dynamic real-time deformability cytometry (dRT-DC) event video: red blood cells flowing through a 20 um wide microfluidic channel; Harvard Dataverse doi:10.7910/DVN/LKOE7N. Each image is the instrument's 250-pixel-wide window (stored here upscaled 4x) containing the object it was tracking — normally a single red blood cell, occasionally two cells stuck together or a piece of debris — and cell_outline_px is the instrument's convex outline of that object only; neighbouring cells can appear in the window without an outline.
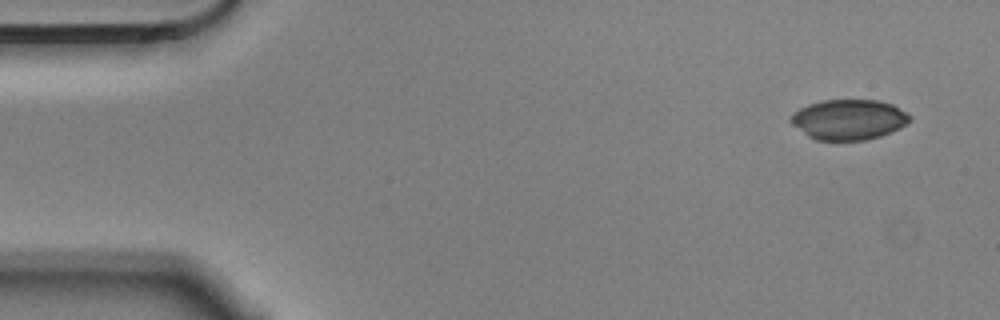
{"species": "Egyptian fruit bat (a non-hibernating species)", "species_latin": "Rousettus aegyptiacus", "temperature_condition": "cold", "stored_images_in_passage": 4, "camera_frame_rate_fps": 3000, "um_per_image_px": 0.085, "animal": {"sex": "male"}, "frame": {"image": 1, "passage_image": 1, "time_ms": 0.0, "image_size_px": [1000, 320], "cell_outline_px": [[912, 120], [908, 124], [900, 128], [880, 136], [864, 140], [816, 140], [808, 136], [792, 124], [788, 120], [792, 112], [808, 104], [824, 100], [880, 100], [892, 104], [912, 116]], "centroid_in_image_um": [72.15, 10.16], "position_along_channel_um": 12.9, "area_um2": 28.09}}
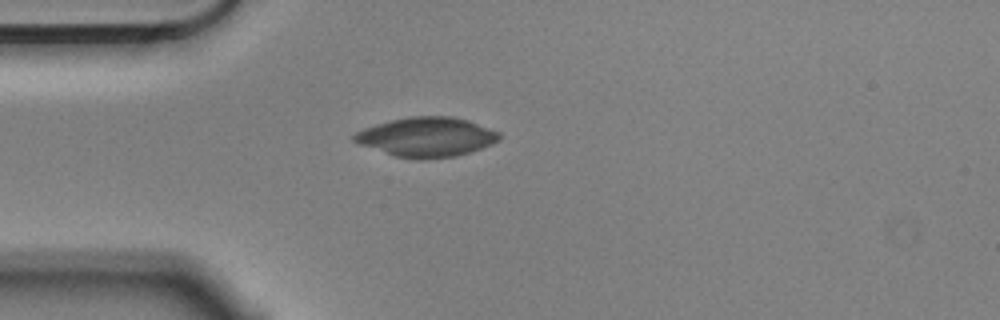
{"frame": {"image": 2, "passage_image": 3, "time_ms": 0.667, "image_size_px": [1000, 320], "cell_outline_px": [[500, 140], [492, 144], [456, 156], [424, 160], [416, 160], [396, 156], [356, 144], [352, 140], [352, 136], [356, 132], [364, 128], [376, 124], [408, 116], [452, 116], [468, 120], [500, 132]], "centroid_in_image_um": [36.24, 11.65], "position_along_channel_um": 48.8, "area_um2": 33.58}}